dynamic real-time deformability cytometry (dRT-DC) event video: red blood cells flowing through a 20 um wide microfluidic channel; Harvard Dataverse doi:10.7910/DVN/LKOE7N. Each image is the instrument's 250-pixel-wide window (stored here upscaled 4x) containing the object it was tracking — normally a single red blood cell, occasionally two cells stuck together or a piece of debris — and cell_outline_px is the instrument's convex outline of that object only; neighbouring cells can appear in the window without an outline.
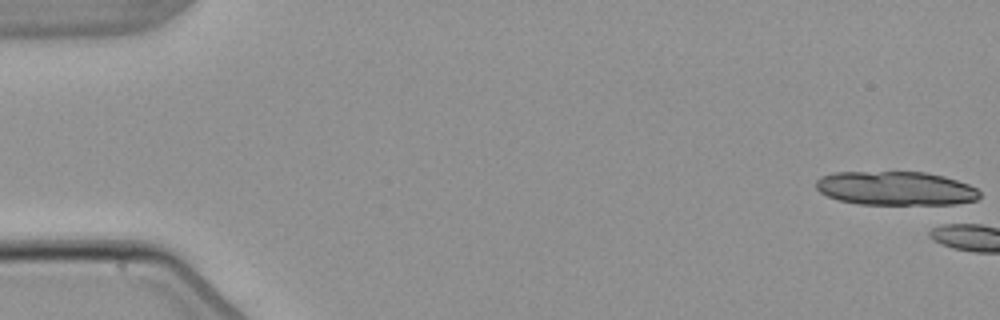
{"species": "common noctule bat (a hibernating species)", "species_latin": "Nyctalus noctula", "temperature_condition": "warm", "stored_images_in_passage": 8, "camera_frame_rate_fps": 3000, "um_per_image_px": 0.085, "animal": {"sex": "male", "body_mass_g": 21.5, "forearm_length_mm": 52.0}, "frame": {"image": 1, "passage_image": 1, "time_ms": 0.0, "image_size_px": [1000, 320], "cell_outline_px": [[980, 196], [976, 200], [948, 208], [944, 208], [856, 204], [840, 200], [828, 196], [820, 192], [816, 188], [816, 180], [820, 176], [832, 172], [924, 172], [944, 176], [968, 184], [976, 188], [980, 192]], "centroid_in_image_um": [76.23, 16.08], "position_along_channel_um": 8.8, "area_um2": 34.04}}
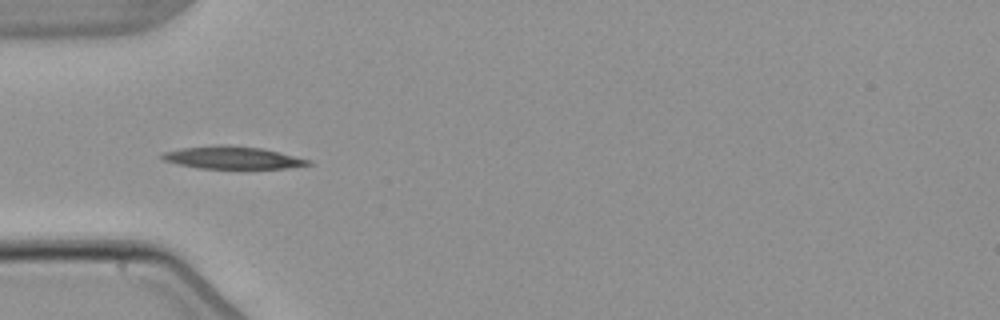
{"frame": {"image": 2, "passage_image": 5, "time_ms": 6.667, "image_size_px": [1000, 320], "cell_outline_px": [[312, 164], [284, 168], [196, 168], [176, 164], [164, 160], [160, 156], [160, 152], [180, 148], [216, 144], [228, 144], [264, 148], [312, 160]], "centroid_in_image_um": [19.71, 13.38], "position_along_channel_um": 65.3, "area_um2": 19.48}}
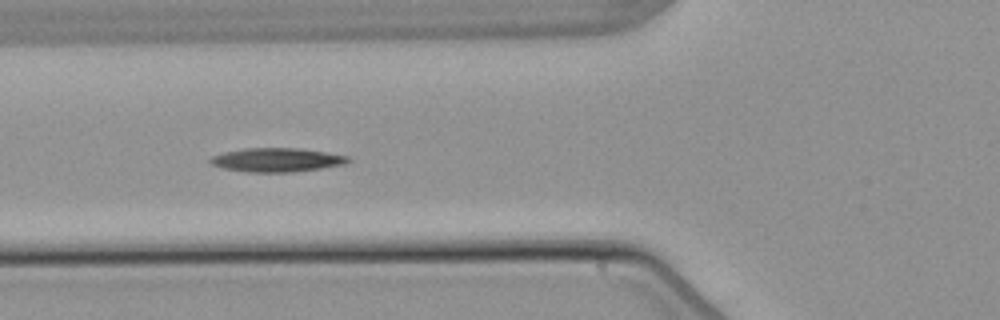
{"frame": {"image": 3, "passage_image": 6, "time_ms": 7.667, "image_size_px": [1000, 320], "cell_outline_px": [[352, 160], [344, 164], [320, 168], [292, 172], [248, 172], [224, 168], [212, 164], [208, 160], [212, 156], [224, 152], [244, 148], [296, 148], [324, 152], [348, 156]], "centroid_in_image_um": [23.51, 13.59], "position_along_channel_um": 102.3, "area_um2": 18.96}}